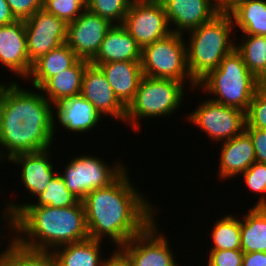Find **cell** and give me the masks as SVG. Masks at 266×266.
Here are the masks:
<instances>
[{
    "instance_id": "cell-39",
    "label": "cell",
    "mask_w": 266,
    "mask_h": 266,
    "mask_svg": "<svg viewBox=\"0 0 266 266\" xmlns=\"http://www.w3.org/2000/svg\"><path fill=\"white\" fill-rule=\"evenodd\" d=\"M15 20L6 0H0V26L12 23Z\"/></svg>"
},
{
    "instance_id": "cell-8",
    "label": "cell",
    "mask_w": 266,
    "mask_h": 266,
    "mask_svg": "<svg viewBox=\"0 0 266 266\" xmlns=\"http://www.w3.org/2000/svg\"><path fill=\"white\" fill-rule=\"evenodd\" d=\"M125 170L126 167L119 162L109 167L98 157L78 155L72 158L60 175L67 189L82 201L91 191L109 186Z\"/></svg>"
},
{
    "instance_id": "cell-32",
    "label": "cell",
    "mask_w": 266,
    "mask_h": 266,
    "mask_svg": "<svg viewBox=\"0 0 266 266\" xmlns=\"http://www.w3.org/2000/svg\"><path fill=\"white\" fill-rule=\"evenodd\" d=\"M245 128L266 130V84H263L252 97L246 112Z\"/></svg>"
},
{
    "instance_id": "cell-7",
    "label": "cell",
    "mask_w": 266,
    "mask_h": 266,
    "mask_svg": "<svg viewBox=\"0 0 266 266\" xmlns=\"http://www.w3.org/2000/svg\"><path fill=\"white\" fill-rule=\"evenodd\" d=\"M184 34L171 32L167 36L145 46L141 51V67L144 76L151 78L174 79L186 82L197 89L187 65V45ZM186 78V79H185Z\"/></svg>"
},
{
    "instance_id": "cell-41",
    "label": "cell",
    "mask_w": 266,
    "mask_h": 266,
    "mask_svg": "<svg viewBox=\"0 0 266 266\" xmlns=\"http://www.w3.org/2000/svg\"><path fill=\"white\" fill-rule=\"evenodd\" d=\"M106 266H129V264L116 252L111 254Z\"/></svg>"
},
{
    "instance_id": "cell-23",
    "label": "cell",
    "mask_w": 266,
    "mask_h": 266,
    "mask_svg": "<svg viewBox=\"0 0 266 266\" xmlns=\"http://www.w3.org/2000/svg\"><path fill=\"white\" fill-rule=\"evenodd\" d=\"M89 61L79 59L72 67L49 78L38 90L52 104L81 93L82 79ZM45 93V94H44ZM48 97V98H47Z\"/></svg>"
},
{
    "instance_id": "cell-20",
    "label": "cell",
    "mask_w": 266,
    "mask_h": 266,
    "mask_svg": "<svg viewBox=\"0 0 266 266\" xmlns=\"http://www.w3.org/2000/svg\"><path fill=\"white\" fill-rule=\"evenodd\" d=\"M97 66L106 76L118 100L127 108L134 99L143 76L141 62H108Z\"/></svg>"
},
{
    "instance_id": "cell-17",
    "label": "cell",
    "mask_w": 266,
    "mask_h": 266,
    "mask_svg": "<svg viewBox=\"0 0 266 266\" xmlns=\"http://www.w3.org/2000/svg\"><path fill=\"white\" fill-rule=\"evenodd\" d=\"M141 51L136 40L122 24H113L100 44L97 54L89 63L97 66L108 62H141Z\"/></svg>"
},
{
    "instance_id": "cell-22",
    "label": "cell",
    "mask_w": 266,
    "mask_h": 266,
    "mask_svg": "<svg viewBox=\"0 0 266 266\" xmlns=\"http://www.w3.org/2000/svg\"><path fill=\"white\" fill-rule=\"evenodd\" d=\"M37 198V203L29 204H16L8 203L6 204V211L3 213V218L9 224V228L14 232V216L24 207V206H49L56 208H64L76 205L80 200L75 197L66 187L64 179L61 177L60 173L56 175L49 181L46 189ZM9 221V222H8Z\"/></svg>"
},
{
    "instance_id": "cell-15",
    "label": "cell",
    "mask_w": 266,
    "mask_h": 266,
    "mask_svg": "<svg viewBox=\"0 0 266 266\" xmlns=\"http://www.w3.org/2000/svg\"><path fill=\"white\" fill-rule=\"evenodd\" d=\"M0 61L19 77H28L32 68L27 52L25 23L15 20L0 26Z\"/></svg>"
},
{
    "instance_id": "cell-38",
    "label": "cell",
    "mask_w": 266,
    "mask_h": 266,
    "mask_svg": "<svg viewBox=\"0 0 266 266\" xmlns=\"http://www.w3.org/2000/svg\"><path fill=\"white\" fill-rule=\"evenodd\" d=\"M242 266H266V252L244 253Z\"/></svg>"
},
{
    "instance_id": "cell-31",
    "label": "cell",
    "mask_w": 266,
    "mask_h": 266,
    "mask_svg": "<svg viewBox=\"0 0 266 266\" xmlns=\"http://www.w3.org/2000/svg\"><path fill=\"white\" fill-rule=\"evenodd\" d=\"M131 3V0H89L87 10L112 24H123Z\"/></svg>"
},
{
    "instance_id": "cell-21",
    "label": "cell",
    "mask_w": 266,
    "mask_h": 266,
    "mask_svg": "<svg viewBox=\"0 0 266 266\" xmlns=\"http://www.w3.org/2000/svg\"><path fill=\"white\" fill-rule=\"evenodd\" d=\"M221 147L218 171L220 178H235L256 162L252 140L245 131L223 142Z\"/></svg>"
},
{
    "instance_id": "cell-10",
    "label": "cell",
    "mask_w": 266,
    "mask_h": 266,
    "mask_svg": "<svg viewBox=\"0 0 266 266\" xmlns=\"http://www.w3.org/2000/svg\"><path fill=\"white\" fill-rule=\"evenodd\" d=\"M155 219L125 245L115 250L129 266H178L165 236L156 229Z\"/></svg>"
},
{
    "instance_id": "cell-3",
    "label": "cell",
    "mask_w": 266,
    "mask_h": 266,
    "mask_svg": "<svg viewBox=\"0 0 266 266\" xmlns=\"http://www.w3.org/2000/svg\"><path fill=\"white\" fill-rule=\"evenodd\" d=\"M13 233L19 245L50 252L59 246L88 239L84 205L79 201L64 208L24 206L14 216Z\"/></svg>"
},
{
    "instance_id": "cell-34",
    "label": "cell",
    "mask_w": 266,
    "mask_h": 266,
    "mask_svg": "<svg viewBox=\"0 0 266 266\" xmlns=\"http://www.w3.org/2000/svg\"><path fill=\"white\" fill-rule=\"evenodd\" d=\"M245 185L252 192L263 193L266 196V164L254 162L242 173Z\"/></svg>"
},
{
    "instance_id": "cell-19",
    "label": "cell",
    "mask_w": 266,
    "mask_h": 266,
    "mask_svg": "<svg viewBox=\"0 0 266 266\" xmlns=\"http://www.w3.org/2000/svg\"><path fill=\"white\" fill-rule=\"evenodd\" d=\"M52 107L57 108L56 116L59 124L69 132H88L100 122L102 117L81 94L60 100Z\"/></svg>"
},
{
    "instance_id": "cell-13",
    "label": "cell",
    "mask_w": 266,
    "mask_h": 266,
    "mask_svg": "<svg viewBox=\"0 0 266 266\" xmlns=\"http://www.w3.org/2000/svg\"><path fill=\"white\" fill-rule=\"evenodd\" d=\"M112 23L87 9L67 24L66 44L79 59L91 61L97 54L100 44L105 38Z\"/></svg>"
},
{
    "instance_id": "cell-42",
    "label": "cell",
    "mask_w": 266,
    "mask_h": 266,
    "mask_svg": "<svg viewBox=\"0 0 266 266\" xmlns=\"http://www.w3.org/2000/svg\"><path fill=\"white\" fill-rule=\"evenodd\" d=\"M76 2L83 10H86L88 7L89 0H73Z\"/></svg>"
},
{
    "instance_id": "cell-2",
    "label": "cell",
    "mask_w": 266,
    "mask_h": 266,
    "mask_svg": "<svg viewBox=\"0 0 266 266\" xmlns=\"http://www.w3.org/2000/svg\"><path fill=\"white\" fill-rule=\"evenodd\" d=\"M2 84L0 148L7 151V159L10 160L16 154L51 148L56 122L52 103L42 92L37 94L21 89L16 81L10 82V85Z\"/></svg>"
},
{
    "instance_id": "cell-25",
    "label": "cell",
    "mask_w": 266,
    "mask_h": 266,
    "mask_svg": "<svg viewBox=\"0 0 266 266\" xmlns=\"http://www.w3.org/2000/svg\"><path fill=\"white\" fill-rule=\"evenodd\" d=\"M101 243L99 240L88 238L59 246L52 253L57 266H106L109 259L101 258Z\"/></svg>"
},
{
    "instance_id": "cell-33",
    "label": "cell",
    "mask_w": 266,
    "mask_h": 266,
    "mask_svg": "<svg viewBox=\"0 0 266 266\" xmlns=\"http://www.w3.org/2000/svg\"><path fill=\"white\" fill-rule=\"evenodd\" d=\"M43 9L62 19L66 24L73 22L84 11L73 0H43Z\"/></svg>"
},
{
    "instance_id": "cell-28",
    "label": "cell",
    "mask_w": 266,
    "mask_h": 266,
    "mask_svg": "<svg viewBox=\"0 0 266 266\" xmlns=\"http://www.w3.org/2000/svg\"><path fill=\"white\" fill-rule=\"evenodd\" d=\"M246 40L235 49L241 55L248 70L263 84H266V36L245 34Z\"/></svg>"
},
{
    "instance_id": "cell-24",
    "label": "cell",
    "mask_w": 266,
    "mask_h": 266,
    "mask_svg": "<svg viewBox=\"0 0 266 266\" xmlns=\"http://www.w3.org/2000/svg\"><path fill=\"white\" fill-rule=\"evenodd\" d=\"M261 196L240 221L241 250L244 253L266 252V197Z\"/></svg>"
},
{
    "instance_id": "cell-30",
    "label": "cell",
    "mask_w": 266,
    "mask_h": 266,
    "mask_svg": "<svg viewBox=\"0 0 266 266\" xmlns=\"http://www.w3.org/2000/svg\"><path fill=\"white\" fill-rule=\"evenodd\" d=\"M225 215L216 220L212 229V248L210 250H241L240 219Z\"/></svg>"
},
{
    "instance_id": "cell-29",
    "label": "cell",
    "mask_w": 266,
    "mask_h": 266,
    "mask_svg": "<svg viewBox=\"0 0 266 266\" xmlns=\"http://www.w3.org/2000/svg\"><path fill=\"white\" fill-rule=\"evenodd\" d=\"M10 240L9 247L0 253V266H57L52 252L31 250Z\"/></svg>"
},
{
    "instance_id": "cell-9",
    "label": "cell",
    "mask_w": 266,
    "mask_h": 266,
    "mask_svg": "<svg viewBox=\"0 0 266 266\" xmlns=\"http://www.w3.org/2000/svg\"><path fill=\"white\" fill-rule=\"evenodd\" d=\"M188 117L189 122L203 129L213 141H228L242 134L246 126V112L207 99Z\"/></svg>"
},
{
    "instance_id": "cell-26",
    "label": "cell",
    "mask_w": 266,
    "mask_h": 266,
    "mask_svg": "<svg viewBox=\"0 0 266 266\" xmlns=\"http://www.w3.org/2000/svg\"><path fill=\"white\" fill-rule=\"evenodd\" d=\"M78 60L75 52L63 43L36 60L28 77L33 79L35 89H39L49 78L72 67Z\"/></svg>"
},
{
    "instance_id": "cell-11",
    "label": "cell",
    "mask_w": 266,
    "mask_h": 266,
    "mask_svg": "<svg viewBox=\"0 0 266 266\" xmlns=\"http://www.w3.org/2000/svg\"><path fill=\"white\" fill-rule=\"evenodd\" d=\"M122 25L141 49L171 33L162 3L132 2Z\"/></svg>"
},
{
    "instance_id": "cell-43",
    "label": "cell",
    "mask_w": 266,
    "mask_h": 266,
    "mask_svg": "<svg viewBox=\"0 0 266 266\" xmlns=\"http://www.w3.org/2000/svg\"><path fill=\"white\" fill-rule=\"evenodd\" d=\"M163 0H131V2L162 3Z\"/></svg>"
},
{
    "instance_id": "cell-12",
    "label": "cell",
    "mask_w": 266,
    "mask_h": 266,
    "mask_svg": "<svg viewBox=\"0 0 266 266\" xmlns=\"http://www.w3.org/2000/svg\"><path fill=\"white\" fill-rule=\"evenodd\" d=\"M24 23L31 64L66 42L67 24L44 9L35 12Z\"/></svg>"
},
{
    "instance_id": "cell-16",
    "label": "cell",
    "mask_w": 266,
    "mask_h": 266,
    "mask_svg": "<svg viewBox=\"0 0 266 266\" xmlns=\"http://www.w3.org/2000/svg\"><path fill=\"white\" fill-rule=\"evenodd\" d=\"M168 23H174L171 32L183 34L212 20L220 11L211 0H163Z\"/></svg>"
},
{
    "instance_id": "cell-4",
    "label": "cell",
    "mask_w": 266,
    "mask_h": 266,
    "mask_svg": "<svg viewBox=\"0 0 266 266\" xmlns=\"http://www.w3.org/2000/svg\"><path fill=\"white\" fill-rule=\"evenodd\" d=\"M233 27L230 14L220 12L209 22L188 32L190 39L186 43L187 65L197 84L235 49L236 43L230 40Z\"/></svg>"
},
{
    "instance_id": "cell-37",
    "label": "cell",
    "mask_w": 266,
    "mask_h": 266,
    "mask_svg": "<svg viewBox=\"0 0 266 266\" xmlns=\"http://www.w3.org/2000/svg\"><path fill=\"white\" fill-rule=\"evenodd\" d=\"M245 132L252 140L256 162L266 164V130L245 128Z\"/></svg>"
},
{
    "instance_id": "cell-5",
    "label": "cell",
    "mask_w": 266,
    "mask_h": 266,
    "mask_svg": "<svg viewBox=\"0 0 266 266\" xmlns=\"http://www.w3.org/2000/svg\"><path fill=\"white\" fill-rule=\"evenodd\" d=\"M263 85L247 68L241 55L234 49L226 55L220 65L204 77L197 85L206 93L218 97L213 102L247 112L255 92Z\"/></svg>"
},
{
    "instance_id": "cell-36",
    "label": "cell",
    "mask_w": 266,
    "mask_h": 266,
    "mask_svg": "<svg viewBox=\"0 0 266 266\" xmlns=\"http://www.w3.org/2000/svg\"><path fill=\"white\" fill-rule=\"evenodd\" d=\"M16 20H27L38 10L43 9V0H6Z\"/></svg>"
},
{
    "instance_id": "cell-6",
    "label": "cell",
    "mask_w": 266,
    "mask_h": 266,
    "mask_svg": "<svg viewBox=\"0 0 266 266\" xmlns=\"http://www.w3.org/2000/svg\"><path fill=\"white\" fill-rule=\"evenodd\" d=\"M184 82L142 76L135 97L126 108L125 122L139 130L142 118L162 117L175 112L184 98Z\"/></svg>"
},
{
    "instance_id": "cell-35",
    "label": "cell",
    "mask_w": 266,
    "mask_h": 266,
    "mask_svg": "<svg viewBox=\"0 0 266 266\" xmlns=\"http://www.w3.org/2000/svg\"><path fill=\"white\" fill-rule=\"evenodd\" d=\"M242 250H210L207 266H242Z\"/></svg>"
},
{
    "instance_id": "cell-27",
    "label": "cell",
    "mask_w": 266,
    "mask_h": 266,
    "mask_svg": "<svg viewBox=\"0 0 266 266\" xmlns=\"http://www.w3.org/2000/svg\"><path fill=\"white\" fill-rule=\"evenodd\" d=\"M228 13L243 34L266 36V1L241 0Z\"/></svg>"
},
{
    "instance_id": "cell-14",
    "label": "cell",
    "mask_w": 266,
    "mask_h": 266,
    "mask_svg": "<svg viewBox=\"0 0 266 266\" xmlns=\"http://www.w3.org/2000/svg\"><path fill=\"white\" fill-rule=\"evenodd\" d=\"M80 94L96 108L100 115L107 114L116 120L125 121L126 107L118 100L98 66L89 64L86 67Z\"/></svg>"
},
{
    "instance_id": "cell-18",
    "label": "cell",
    "mask_w": 266,
    "mask_h": 266,
    "mask_svg": "<svg viewBox=\"0 0 266 266\" xmlns=\"http://www.w3.org/2000/svg\"><path fill=\"white\" fill-rule=\"evenodd\" d=\"M49 149L20 153L13 156L9 161L21 165V183L33 196H39L46 189L49 181L56 175L57 170L49 160Z\"/></svg>"
},
{
    "instance_id": "cell-40",
    "label": "cell",
    "mask_w": 266,
    "mask_h": 266,
    "mask_svg": "<svg viewBox=\"0 0 266 266\" xmlns=\"http://www.w3.org/2000/svg\"><path fill=\"white\" fill-rule=\"evenodd\" d=\"M220 12H229L241 0H211Z\"/></svg>"
},
{
    "instance_id": "cell-1",
    "label": "cell",
    "mask_w": 266,
    "mask_h": 266,
    "mask_svg": "<svg viewBox=\"0 0 266 266\" xmlns=\"http://www.w3.org/2000/svg\"><path fill=\"white\" fill-rule=\"evenodd\" d=\"M127 173L125 170L109 186L91 191L82 200L89 238L101 241L109 237L117 249L142 232L157 212L133 188Z\"/></svg>"
}]
</instances>
